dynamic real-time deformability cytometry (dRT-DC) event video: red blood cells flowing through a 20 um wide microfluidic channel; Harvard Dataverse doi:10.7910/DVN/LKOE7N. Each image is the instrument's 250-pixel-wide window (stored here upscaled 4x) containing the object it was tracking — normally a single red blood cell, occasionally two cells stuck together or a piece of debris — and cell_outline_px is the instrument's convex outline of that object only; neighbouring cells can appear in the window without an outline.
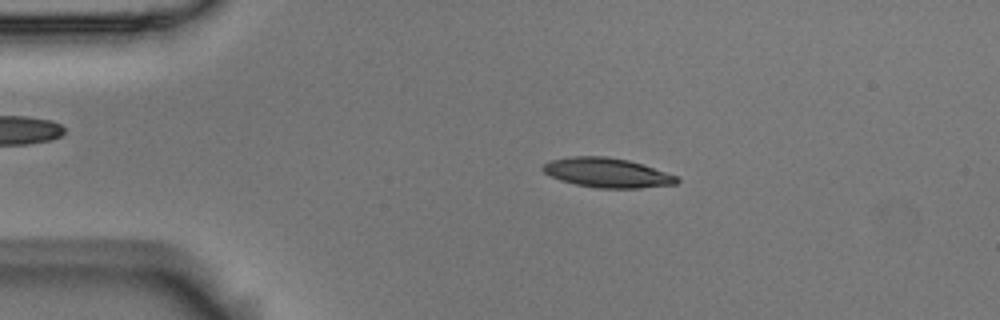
{"species": "Egyptian fruit bat (a non-hibernating species)", "species_latin": "Rousettus aegyptiacus", "temperature_condition": "room temperature", "stored_images_in_passage": 53, "camera_frame_rate_fps": 3000, "um_per_image_px": 0.085, "animal": {"sex": "male"}, "frame": {"image": 1, "passage_image": 9, "time_ms": 2.667, "image_size_px": [1000, 320], "cell_outline_px": [[680, 180], [676, 184], [640, 188], [596, 188], [576, 184], [560, 180], [544, 172], [540, 168], [548, 160], [568, 156], [608, 156], [628, 160], [644, 164], [680, 176]], "centroid_in_image_um": [51.64, 14.67], "position_along_channel_um": 33.4, "area_um2": 23.41}}
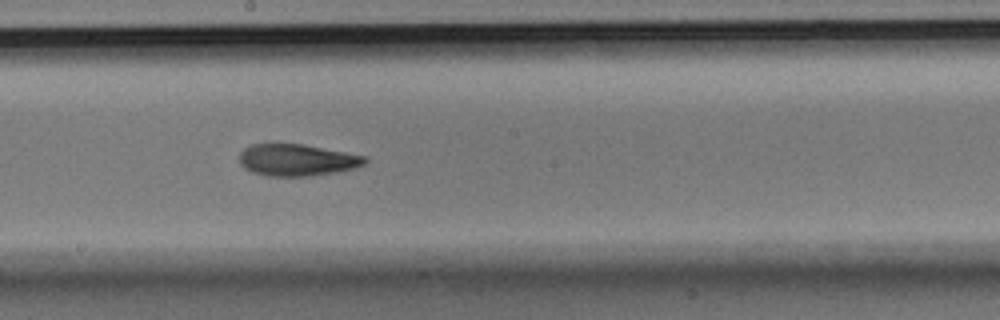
{"frame": {"image": 2, "passage_image": 28, "time_ms": 9.0, "image_size_px": [1000, 320], "cell_outline_px": [[368, 160], [364, 164], [352, 168], [336, 172], [312, 176], [264, 176], [252, 172], [244, 168], [240, 164], [240, 152], [244, 148], [252, 144], [304, 144], [368, 156]], "centroid_in_image_um": [25.24, 13.6], "position_along_channel_um": 223.0, "area_um2": 23.41}}
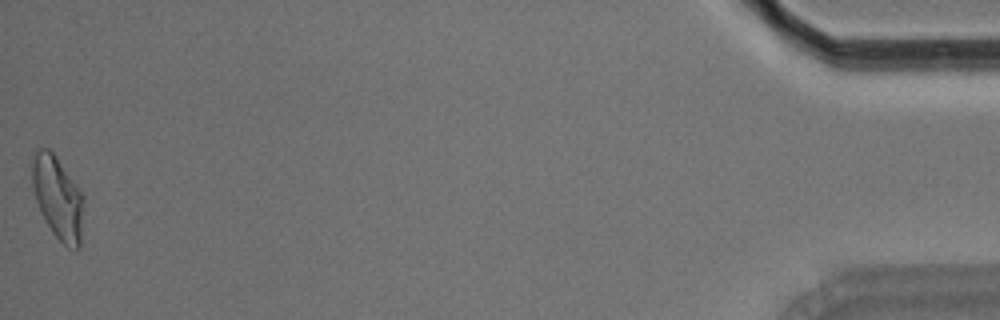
{"frame": {"image": 3, "passage_image": 53, "time_ms": 17.333, "image_size_px": [1000, 320], "cell_outline_px": [[84, 200], [80, 248], [68, 248], [52, 232], [44, 220], [40, 212], [32, 188], [32, 164], [36, 152], [40, 148], [48, 148], [56, 156], [80, 192]], "centroid_in_image_um": [4.9, 16.84], "position_along_channel_um": 430.3, "area_um2": 24.51}, "authors_computed_cell_mechanics": {"area_um2": 23.2934, "velocity_mm_per_s": 3.641, "shape_relaxation_time_tau1_ms": 6.7617, "shape_relaxation_time_tau2_ms": 5.5521, "deformation_change_tau1": 0.1933, "deformation_change_tau2": 0.1475}}